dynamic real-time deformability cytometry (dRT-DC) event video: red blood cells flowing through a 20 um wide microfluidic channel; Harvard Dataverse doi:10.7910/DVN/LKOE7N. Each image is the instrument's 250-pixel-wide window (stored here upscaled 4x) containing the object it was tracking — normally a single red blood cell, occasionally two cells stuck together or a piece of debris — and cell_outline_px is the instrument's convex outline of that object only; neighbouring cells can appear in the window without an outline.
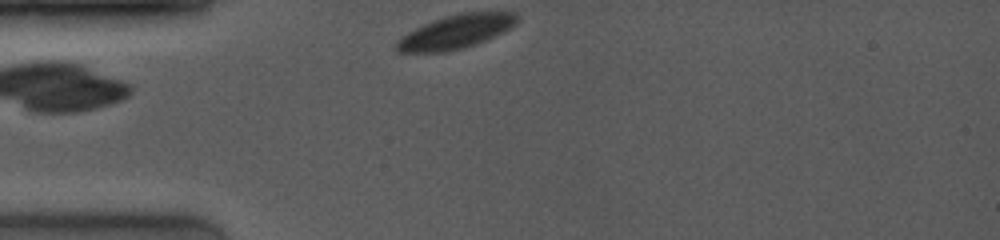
{"species": "common noctule bat (a hibernating species)", "species_latin": "Nyctalus noctula", "temperature_condition": "room temperature", "stored_images_in_passage": 29, "camera_frame_rate_fps": 4000, "um_per_image_px": 0.085, "animal": {"sex": "female", "body_mass_g": 19.0, "forearm_length_mm": 53.3}, "frame": {"image": 1, "passage_image": 1, "time_ms": 0.0, "image_size_px": [1000, 240], "cell_outline_px": [[520, 20], [512, 28], [504, 32], [476, 44], [464, 48], [448, 52], [396, 52], [396, 40], [408, 32], [432, 20], [444, 16], [460, 12], [516, 12], [520, 16]], "centroid_in_image_um": [38.8, 2.69], "position_along_channel_um": 46.2, "area_um2": 24.04}}
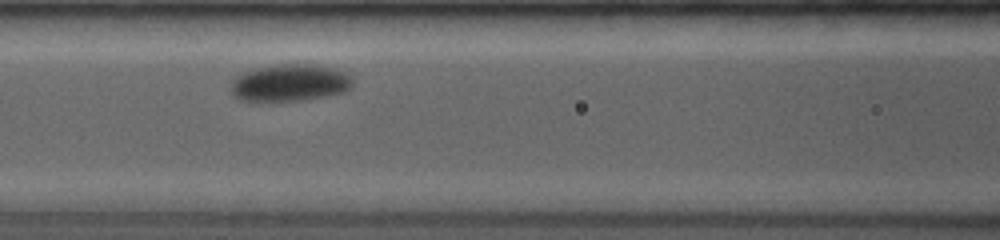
{"frame": {"image": 2, "passage_image": 18, "time_ms": 3.0, "image_size_px": [1000, 240], "cell_outline_px": [[352, 84], [344, 92], [324, 96], [300, 100], [240, 100], [232, 96], [232, 80], [236, 76], [244, 72], [256, 68], [280, 64], [316, 64], [332, 68], [344, 72], [352, 76]], "centroid_in_image_um": [24.63, 7.02], "position_along_channel_um": 142.0, "area_um2": 26.01}}
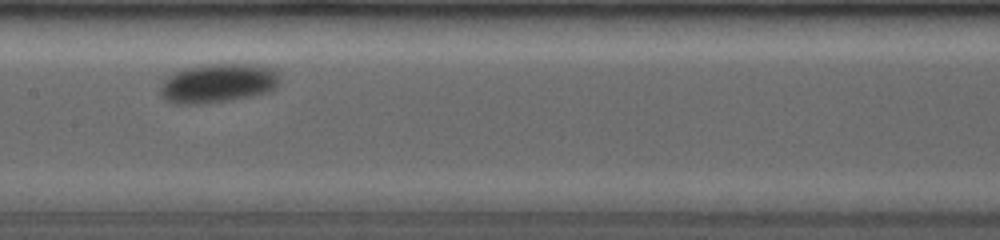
{"frame": {"image": 3, "passage_image": 26, "time_ms": 4.25, "image_size_px": [1000, 240], "cell_outline_px": [[280, 80], [276, 88], [268, 92], [232, 100], [204, 104], [176, 104], [164, 100], [160, 96], [160, 84], [168, 76], [184, 68], [208, 64], [260, 64], [276, 72], [280, 76]], "centroid_in_image_um": [18.51, 7.08], "position_along_channel_um": 188.9, "area_um2": 27.51}}